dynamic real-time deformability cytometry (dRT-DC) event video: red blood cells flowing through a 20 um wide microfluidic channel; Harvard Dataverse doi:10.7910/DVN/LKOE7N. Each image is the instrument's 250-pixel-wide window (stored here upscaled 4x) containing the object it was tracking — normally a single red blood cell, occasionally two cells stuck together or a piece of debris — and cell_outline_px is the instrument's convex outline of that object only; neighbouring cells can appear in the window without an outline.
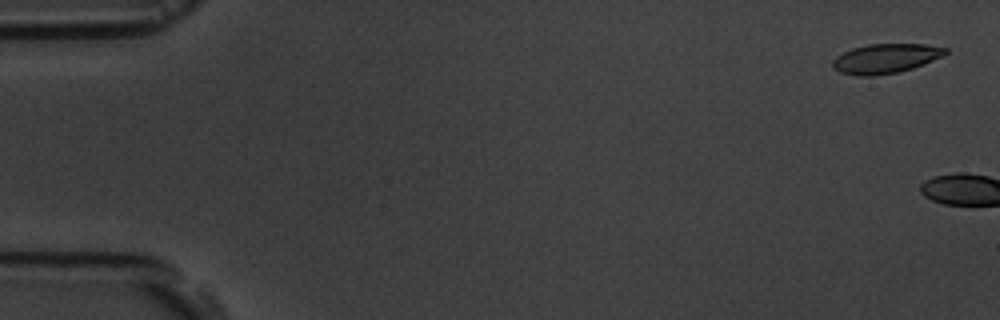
{"species": "common noctule bat (a hibernating species)", "species_latin": "Nyctalus noctula", "temperature_condition": "room temperature", "stored_images_in_passage": 9, "camera_frame_rate_fps": 3000, "um_per_image_px": 0.085, "animal": {"sex": "male", "body_mass_g": 19.5, "forearm_length_mm": 54.6}, "frame": {"image": 1, "passage_image": 1, "time_ms": 0.0, "image_size_px": [1000, 320], "cell_outline_px": [[948, 52], [944, 56], [924, 64], [900, 72], [872, 76], [856, 76], [840, 72], [832, 68], [832, 60], [836, 56], [852, 48], [868, 44], [924, 44], [948, 48]], "centroid_in_image_um": [75.27, 4.98], "position_along_channel_um": 9.7, "area_um2": 19.59}}
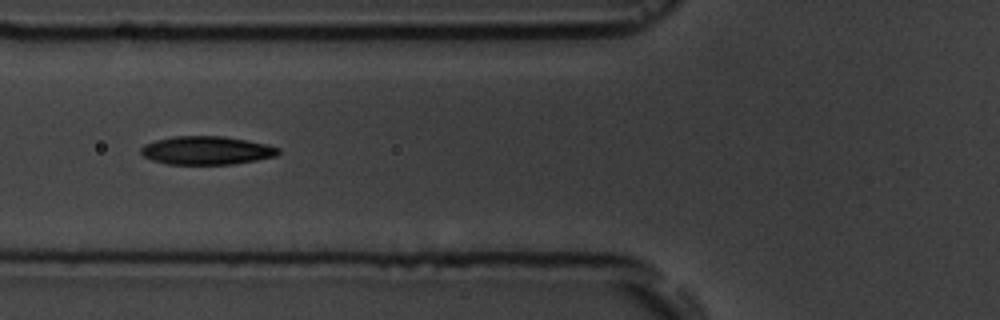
{"frame": {"image": 2, "passage_image": 7, "time_ms": 7.667, "image_size_px": [1000, 320], "cell_outline_px": [[280, 152], [276, 156], [256, 160], [232, 164], [168, 164], [152, 160], [144, 156], [140, 152], [140, 148], [144, 144], [156, 140], [172, 136], [224, 136], [268, 144], [280, 148]], "centroid_in_image_um": [17.56, 12.78], "position_along_channel_um": 108.2, "area_um2": 22.77}}
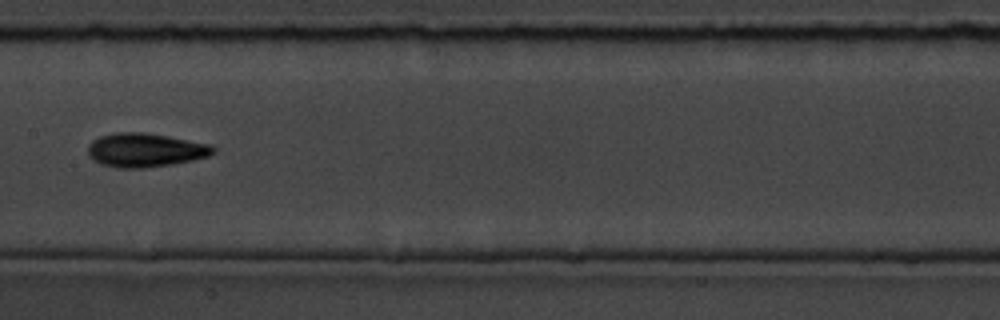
{"frame": {"image": 3, "passage_image": 9, "time_ms": 10.0, "image_size_px": [1000, 320], "cell_outline_px": [[216, 152], [208, 156], [192, 160], [172, 164], [144, 168], [116, 168], [100, 164], [92, 160], [88, 156], [88, 144], [92, 140], [100, 136], [112, 132], [144, 132], [168, 136], [212, 144], [216, 148]], "centroid_in_image_um": [12.32, 12.75], "position_along_channel_um": 195.1, "area_um2": 25.09}}